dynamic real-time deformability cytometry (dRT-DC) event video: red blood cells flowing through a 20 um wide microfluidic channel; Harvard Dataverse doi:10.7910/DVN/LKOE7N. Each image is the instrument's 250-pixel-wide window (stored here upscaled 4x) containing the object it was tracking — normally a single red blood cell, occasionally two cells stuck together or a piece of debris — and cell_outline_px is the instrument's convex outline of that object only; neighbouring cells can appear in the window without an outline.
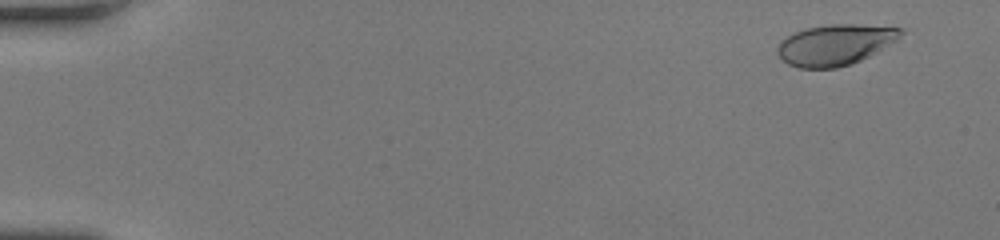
{"species": "human", "species_latin": "Homo sapiens", "temperature_condition": "room temperature", "stored_images_in_passage": 11, "camera_frame_rate_fps": 3000, "um_per_image_px": 0.085, "donor": {"sex": "female"}, "frame": {"image": 1, "passage_image": 4, "time_ms": 1.0, "image_size_px": [1000, 240], "cell_outline_px": [[904, 32], [896, 40], [876, 52], [852, 64], [836, 68], [800, 68], [788, 64], [776, 52], [776, 48], [788, 36], [796, 32], [808, 28], [832, 24], [856, 24], [904, 28]], "centroid_in_image_um": [71.01, 3.81], "position_along_channel_um": 14.0, "area_um2": 28.96}}